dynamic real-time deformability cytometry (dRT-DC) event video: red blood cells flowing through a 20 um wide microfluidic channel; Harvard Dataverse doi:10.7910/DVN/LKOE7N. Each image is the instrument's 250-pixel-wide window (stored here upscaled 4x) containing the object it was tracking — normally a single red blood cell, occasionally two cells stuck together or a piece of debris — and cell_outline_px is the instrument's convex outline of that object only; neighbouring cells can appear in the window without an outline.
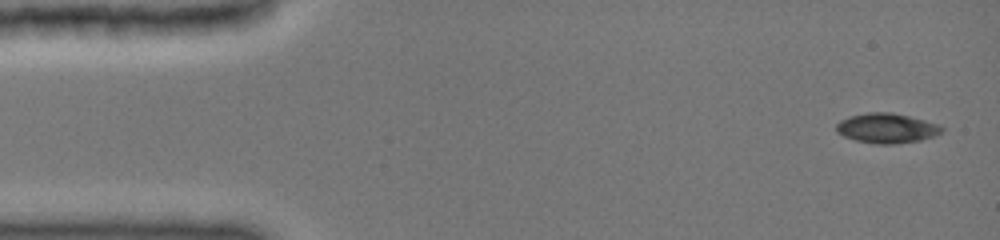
{"species": "common noctule bat (a hibernating species)", "species_latin": "Nyctalus noctula", "temperature_condition": "cold", "stored_images_in_passage": 8, "camera_frame_rate_fps": 3000, "um_per_image_px": 0.085, "animal": {"sex": "female", "body_mass_g": 19.0, "forearm_length_mm": 51.5}, "frame": {"image": 1, "passage_image": 1, "time_ms": 0.0, "image_size_px": [1000, 240], "cell_outline_px": [[944, 128], [936, 136], [920, 140], [892, 144], [876, 144], [856, 140], [844, 136], [836, 132], [836, 124], [840, 120], [848, 116], [868, 112], [892, 112], [940, 124]], "centroid_in_image_um": [75.36, 10.89], "position_along_channel_um": 9.6, "area_um2": 18.38}}
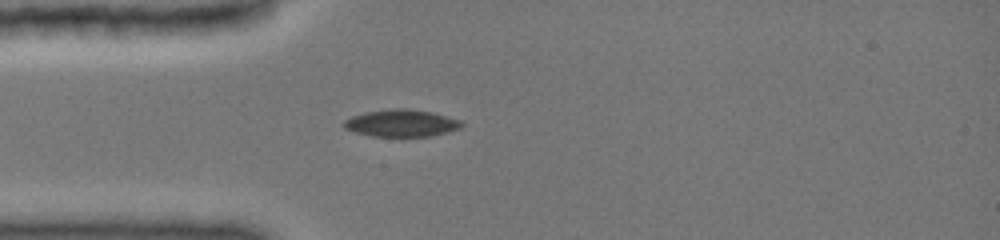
{"frame": {"image": 2, "passage_image": 6, "time_ms": 3.667, "image_size_px": [1000, 240], "cell_outline_px": [[464, 124], [460, 128], [448, 132], [432, 136], [372, 136], [356, 132], [344, 128], [344, 120], [352, 116], [368, 112], [396, 108], [404, 108], [428, 112], [460, 120]], "centroid_in_image_um": [34.12, 10.48], "position_along_channel_um": 50.9, "area_um2": 18.21}}
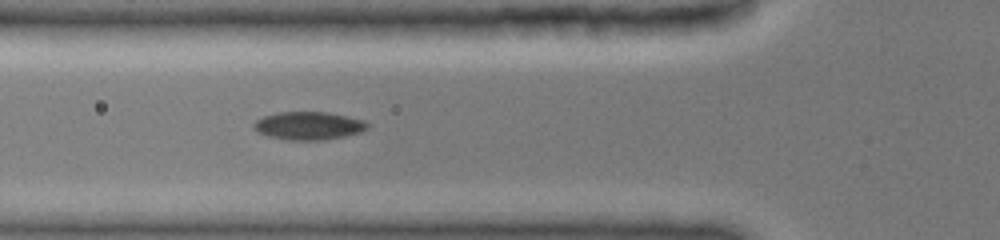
{"frame": {"image": 3, "passage_image": 8, "time_ms": 5.0, "image_size_px": [1000, 240], "cell_outline_px": [[368, 128], [360, 132], [344, 136], [324, 140], [288, 140], [268, 136], [252, 128], [252, 124], [256, 120], [264, 116], [280, 112], [324, 112], [364, 120], [368, 124]], "centroid_in_image_um": [26.2, 10.69], "position_along_channel_um": 99.6, "area_um2": 18.38}}